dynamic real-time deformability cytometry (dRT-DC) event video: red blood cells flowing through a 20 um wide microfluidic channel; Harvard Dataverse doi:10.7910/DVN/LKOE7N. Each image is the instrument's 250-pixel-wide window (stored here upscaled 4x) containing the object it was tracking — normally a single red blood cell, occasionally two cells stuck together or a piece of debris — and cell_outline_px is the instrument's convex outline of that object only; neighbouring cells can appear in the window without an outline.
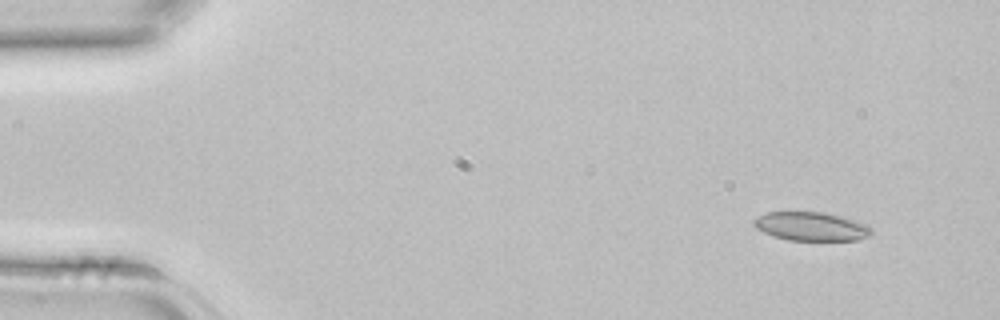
{"species": "common noctule bat (a hibernating species)", "species_latin": "Nyctalus noctula", "temperature_condition": "room temperature", "stored_images_in_passage": 3, "camera_frame_rate_fps": 3000, "um_per_image_px": 0.085, "animal": {"sex": "female", "body_mass_g": 22.7, "forearm_length_mm": 54.2}, "frame": {"image": 1, "passage_image": 1, "time_ms": 0.0, "image_size_px": [1000, 320], "cell_outline_px": [[872, 232], [868, 236], [860, 240], [788, 240], [772, 236], [756, 228], [752, 224], [752, 220], [768, 212], [824, 212], [840, 216], [868, 224], [872, 228]], "centroid_in_image_um": [68.96, 19.25], "position_along_channel_um": 16.0, "area_um2": 19.71}}